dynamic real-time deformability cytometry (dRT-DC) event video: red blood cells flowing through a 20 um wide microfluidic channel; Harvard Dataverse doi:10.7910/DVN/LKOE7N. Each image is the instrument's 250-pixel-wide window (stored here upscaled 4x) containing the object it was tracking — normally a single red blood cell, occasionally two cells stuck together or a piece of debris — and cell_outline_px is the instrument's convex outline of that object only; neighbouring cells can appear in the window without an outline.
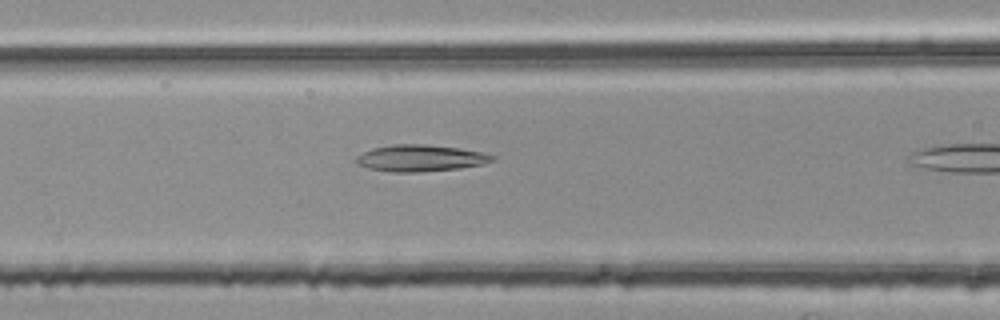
{"species": "common noctule bat (a hibernating species)", "species_latin": "Nyctalus noctula", "temperature_condition": "room temperature", "stored_images_in_passage": 4, "camera_frame_rate_fps": 3000, "um_per_image_px": 0.085, "animal": {"sex": "female", "body_mass_g": 25.1}, "frame": {"image": 1, "passage_image": 3, "time_ms": 0.667, "image_size_px": [1000, 320], "cell_outline_px": [[496, 160], [484, 164], [460, 168], [420, 172], [392, 172], [368, 168], [356, 164], [356, 156], [372, 148], [392, 144], [424, 144], [460, 148], [480, 152], [496, 156]], "centroid_in_image_um": [35.74, 13.44], "position_along_channel_um": 130.9, "area_um2": 21.21}}